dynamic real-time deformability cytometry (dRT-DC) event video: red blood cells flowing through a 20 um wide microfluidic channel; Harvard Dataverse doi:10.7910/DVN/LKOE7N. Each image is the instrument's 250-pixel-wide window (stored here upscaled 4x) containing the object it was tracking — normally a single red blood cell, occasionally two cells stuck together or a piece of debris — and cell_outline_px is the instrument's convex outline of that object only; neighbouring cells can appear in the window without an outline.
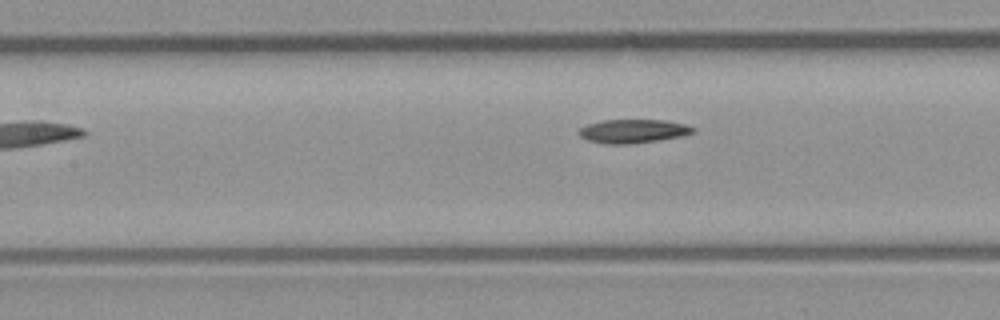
{"species": "common noctule bat (a hibernating species)", "species_latin": "Nyctalus noctula", "temperature_condition": "room temperature", "stored_images_in_passage": 7, "camera_frame_rate_fps": 3000, "um_per_image_px": 0.085, "animal": {"sex": "male", "body_mass_g": 23.1, "forearm_length_mm": 52.7}, "frame": {"image": 1, "passage_image": 5, "time_ms": 1.333, "image_size_px": [1000, 320], "cell_outline_px": [[696, 132], [680, 136], [660, 140], [632, 144], [604, 144], [588, 140], [580, 136], [580, 128], [588, 124], [600, 120], [664, 120], [684, 124], [696, 128]], "centroid_in_image_um": [53.83, 11.15], "position_along_channel_um": 153.6, "area_um2": 15.78}}
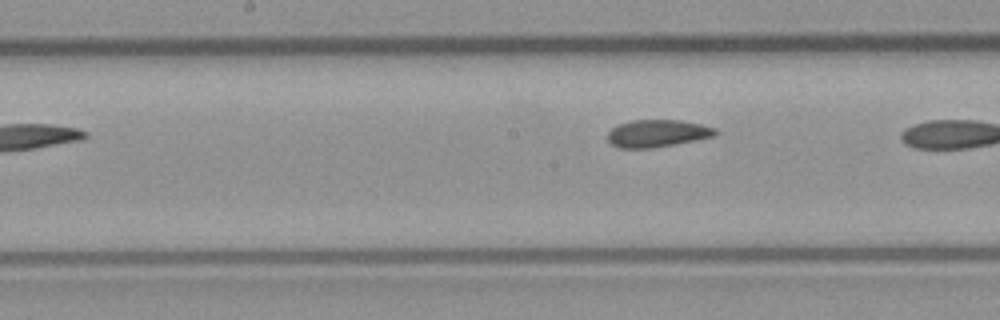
{"frame": {"image": 2, "passage_image": 7, "time_ms": 2.0, "image_size_px": [1000, 320], "cell_outline_px": [[716, 136], [696, 140], [652, 148], [620, 148], [612, 144], [608, 140], [608, 132], [616, 124], [632, 120], [680, 120], [700, 124], [716, 128]], "centroid_in_image_um": [55.86, 11.33], "position_along_channel_um": 192.3, "area_um2": 17.17}}